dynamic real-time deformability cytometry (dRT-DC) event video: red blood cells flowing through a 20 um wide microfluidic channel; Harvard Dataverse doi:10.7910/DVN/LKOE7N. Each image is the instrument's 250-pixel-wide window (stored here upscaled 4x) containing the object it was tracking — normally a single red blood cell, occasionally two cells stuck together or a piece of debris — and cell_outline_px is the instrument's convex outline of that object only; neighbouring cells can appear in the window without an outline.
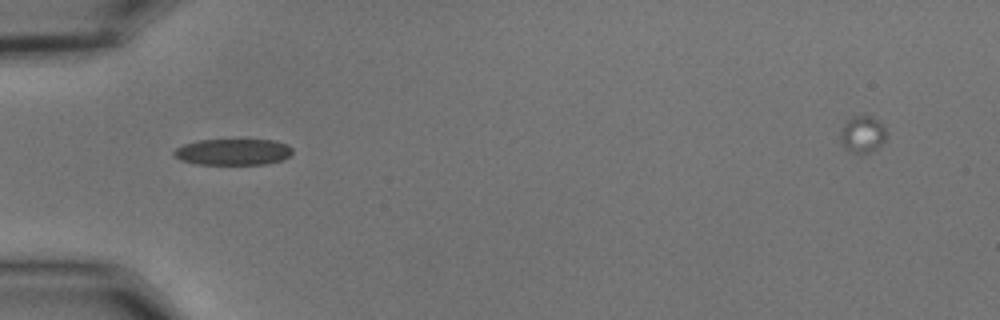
{"species": "common noctule bat (a hibernating species)", "species_latin": "Nyctalus noctula", "temperature_condition": "cold", "stored_images_in_passage": 38, "camera_frame_rate_fps": 3000, "um_per_image_px": 0.085, "animal": {"sex": "male", "body_mass_g": 15.6}, "frame": {"image": 1, "passage_image": 1, "time_ms": 0.0, "image_size_px": [1000, 320], "cell_outline_px": [[292, 152], [288, 156], [280, 160], [268, 164], [196, 164], [180, 160], [172, 156], [172, 152], [176, 148], [184, 144], [200, 140], [276, 140], [288, 144], [292, 148]], "centroid_in_image_um": [19.78, 12.91], "position_along_channel_um": 65.2, "area_um2": 18.21}}
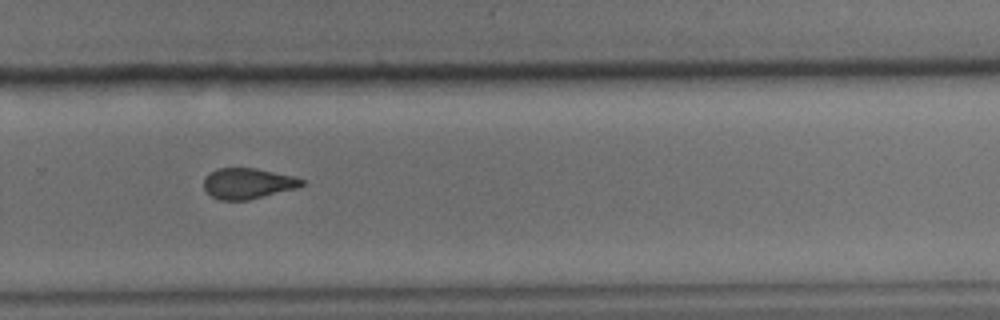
{"frame": {"image": 2, "passage_image": 21, "time_ms": 6.667, "image_size_px": [1000, 320], "cell_outline_px": [[304, 184], [296, 188], [248, 200], [220, 200], [212, 196], [204, 188], [204, 180], [216, 168], [256, 168], [292, 176], [304, 180]], "centroid_in_image_um": [21.06, 15.59], "position_along_channel_um": 308.7, "area_um2": 17.22}}
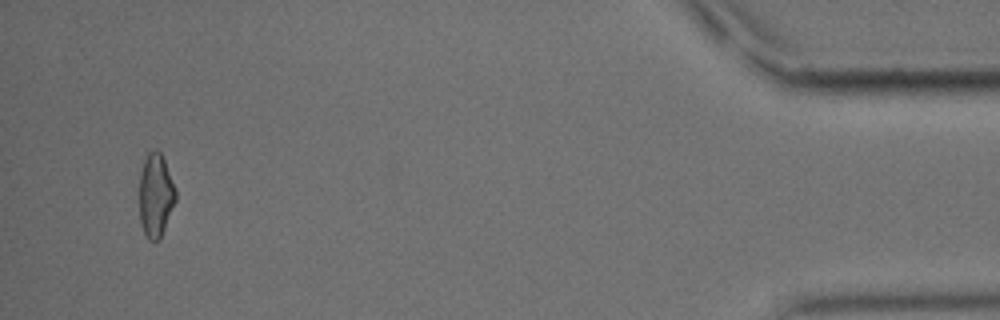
{"frame": {"image": 3, "passage_image": 36, "time_ms": 11.667, "image_size_px": [1000, 320], "cell_outline_px": [[176, 200], [160, 240], [148, 240], [140, 224], [140, 172], [144, 160], [148, 152], [156, 148], [160, 152], [164, 160], [176, 188]], "centroid_in_image_um": [13.24, 16.6], "position_along_channel_um": 422.0, "area_um2": 17.74}, "authors_computed_cell_mechanics": {"area_um2": 18.2648, "velocity_mm_per_s": 3.6759, "shape_relaxation_time_tau1_ms": 5.7695, "shape_relaxation_time_tau2_ms": 2.4282, "deformation_change_tau1": 0.1584, "deformation_change_tau2": 0.0924}}